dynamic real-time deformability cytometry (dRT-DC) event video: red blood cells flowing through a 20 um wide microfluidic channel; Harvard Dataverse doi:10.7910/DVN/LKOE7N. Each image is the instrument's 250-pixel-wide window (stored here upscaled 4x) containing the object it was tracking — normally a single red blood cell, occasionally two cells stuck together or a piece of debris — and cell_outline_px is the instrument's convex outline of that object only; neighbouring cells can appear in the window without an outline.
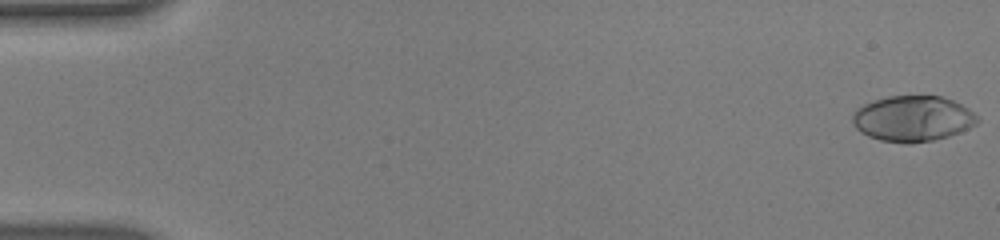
{"species": "human", "species_latin": "Homo sapiens", "temperature_condition": "warm", "stored_images_in_passage": 54, "camera_frame_rate_fps": 3000, "um_per_image_px": 0.085, "donor": {"sex": "male"}, "frame": {"image": 1, "passage_image": 1, "time_ms": 0.0, "image_size_px": [1000, 240], "cell_outline_px": [[980, 120], [976, 124], [960, 132], [948, 136], [932, 140], [908, 144], [904, 144], [880, 140], [868, 136], [860, 132], [852, 124], [852, 112], [856, 108], [872, 100], [888, 96], [940, 96], [952, 100], [968, 108], [980, 116]], "centroid_in_image_um": [77.56, 10.08], "position_along_channel_um": 7.4, "area_um2": 33.58}}
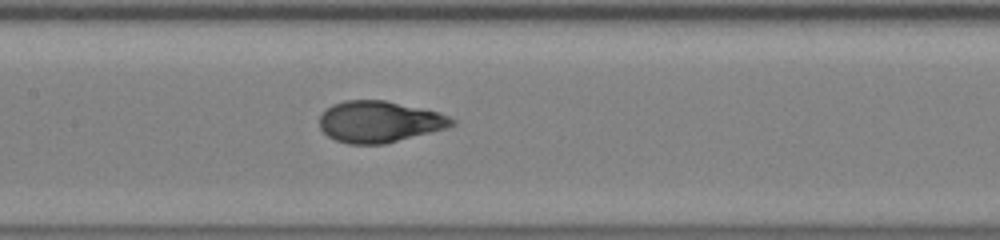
{"frame": {"image": 2, "passage_image": 27, "time_ms": 8.667, "image_size_px": [1000, 240], "cell_outline_px": [[456, 124], [444, 128], [384, 144], [348, 144], [336, 140], [328, 136], [320, 128], [320, 116], [332, 104], [344, 100], [384, 100], [440, 112], [456, 120]], "centroid_in_image_um": [32.23, 10.34], "position_along_channel_um": 175.2, "area_um2": 31.67}}
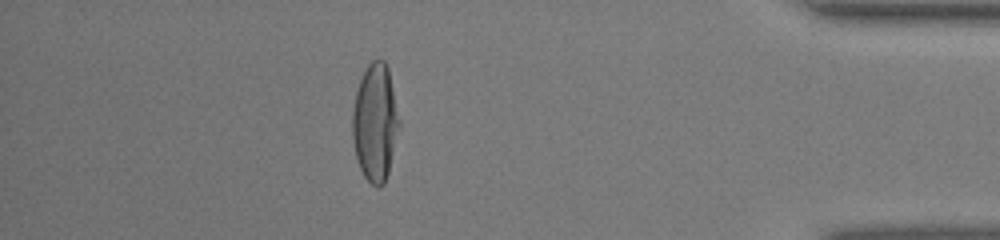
{"frame": {"image": 3, "passage_image": 48, "time_ms": 15.667, "image_size_px": [1000, 240], "cell_outline_px": [[400, 124], [388, 172], [384, 184], [380, 188], [372, 184], [364, 176], [360, 168], [356, 156], [352, 136], [352, 112], [356, 92], [360, 80], [368, 64], [372, 60], [384, 60], [388, 68], [400, 120]], "centroid_in_image_um": [31.89, 10.42], "position_along_channel_um": 403.3, "area_um2": 31.79}, "authors_computed_cell_mechanics": {"area_um2": 32.1657, "velocity_mm_per_s": 3.8558, "shape_relaxation_time_tau1_ms": 5.1038, "shape_relaxation_time_tau2_ms": null, "deformation_change_tau1": 0.272, "deformation_change_tau2": null}}